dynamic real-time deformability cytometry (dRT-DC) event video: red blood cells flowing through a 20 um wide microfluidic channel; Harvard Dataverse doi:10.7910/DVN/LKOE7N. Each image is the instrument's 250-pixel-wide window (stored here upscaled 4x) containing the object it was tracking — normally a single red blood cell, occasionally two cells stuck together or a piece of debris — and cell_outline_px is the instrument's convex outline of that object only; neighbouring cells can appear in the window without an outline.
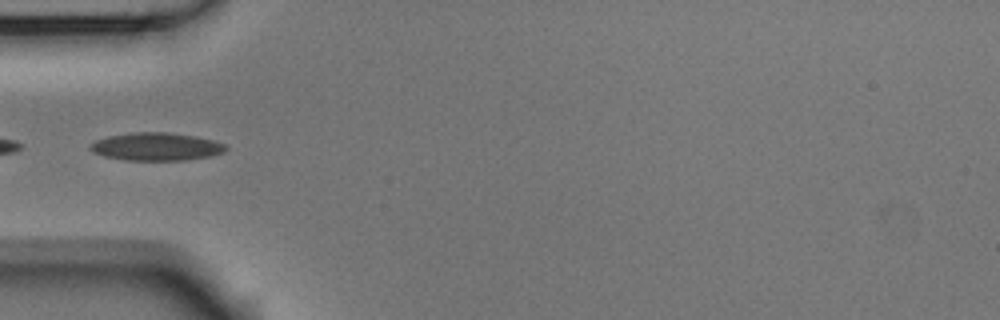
{"species": "Egyptian fruit bat (a non-hibernating species)", "species_latin": "Rousettus aegyptiacus", "temperature_condition": "room temperature", "stored_images_in_passage": 3, "camera_frame_rate_fps": 3000, "um_per_image_px": 0.085, "animal": {"sex": "male"}, "frame": {"image": 1, "passage_image": 3, "time_ms": 0.667, "image_size_px": [1000, 320], "cell_outline_px": [[228, 148], [224, 152], [212, 156], [184, 160], [124, 160], [104, 156], [92, 152], [88, 148], [96, 140], [108, 136], [132, 132], [168, 132], [196, 136], [212, 140], [224, 144]], "centroid_in_image_um": [13.28, 12.46], "position_along_channel_um": 71.7, "area_um2": 22.08}}